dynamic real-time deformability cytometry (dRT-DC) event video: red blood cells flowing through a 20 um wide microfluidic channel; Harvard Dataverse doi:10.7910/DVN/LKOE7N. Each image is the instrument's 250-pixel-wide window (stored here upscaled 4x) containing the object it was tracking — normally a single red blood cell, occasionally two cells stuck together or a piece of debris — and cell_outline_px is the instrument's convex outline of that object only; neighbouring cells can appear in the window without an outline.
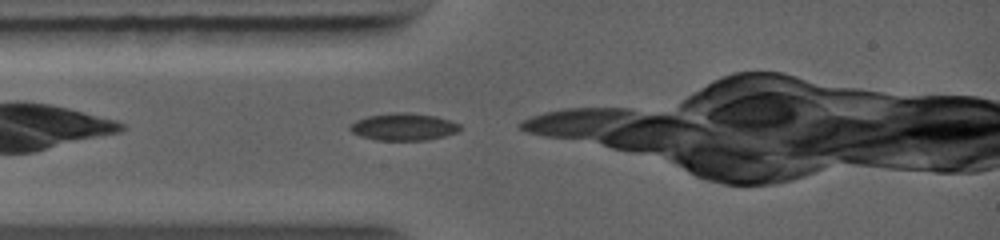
{"species": "common noctule bat (a hibernating species)", "species_latin": "Nyctalus noctula", "temperature_condition": "warm", "stored_images_in_passage": 6, "camera_frame_rate_fps": 5000, "um_per_image_px": 0.085, "animal": {"sex": "female", "body_mass_g": 19.0, "forearm_length_mm": 56.7}, "frame": {"image": 1, "passage_image": 2, "time_ms": 0.2, "image_size_px": [1000, 240], "cell_outline_px": [[460, 128], [456, 132], [444, 136], [428, 140], [376, 140], [360, 136], [352, 132], [348, 128], [356, 120], [368, 116], [388, 112], [408, 112], [436, 116], [460, 124]], "centroid_in_image_um": [34.28, 10.77], "position_along_channel_um": 50.7, "area_um2": 17.46}}